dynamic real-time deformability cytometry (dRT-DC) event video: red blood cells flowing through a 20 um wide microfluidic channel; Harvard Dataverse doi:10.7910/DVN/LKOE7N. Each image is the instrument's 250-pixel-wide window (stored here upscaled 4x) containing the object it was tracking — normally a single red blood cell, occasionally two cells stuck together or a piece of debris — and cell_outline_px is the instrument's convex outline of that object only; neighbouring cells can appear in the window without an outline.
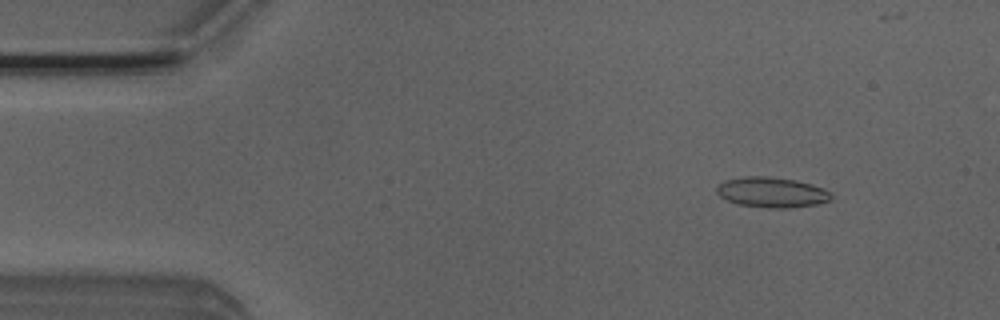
{"species": "Egyptian fruit bat (a non-hibernating species)", "species_latin": "Rousettus aegyptiacus", "temperature_condition": "room temperature", "stored_images_in_passage": 52, "camera_frame_rate_fps": 3000, "um_per_image_px": 0.085, "animal": {"sex": "male"}, "frame": {"image": 1, "passage_image": 6, "time_ms": 1.667, "image_size_px": [1000, 320], "cell_outline_px": [[832, 200], [816, 204], [788, 208], [768, 208], [736, 204], [720, 196], [716, 192], [716, 188], [724, 180], [744, 176], [768, 176], [796, 180], [812, 184], [824, 188], [832, 192]], "centroid_in_image_um": [65.62, 16.34], "position_along_channel_um": 19.4, "area_um2": 20.4}}
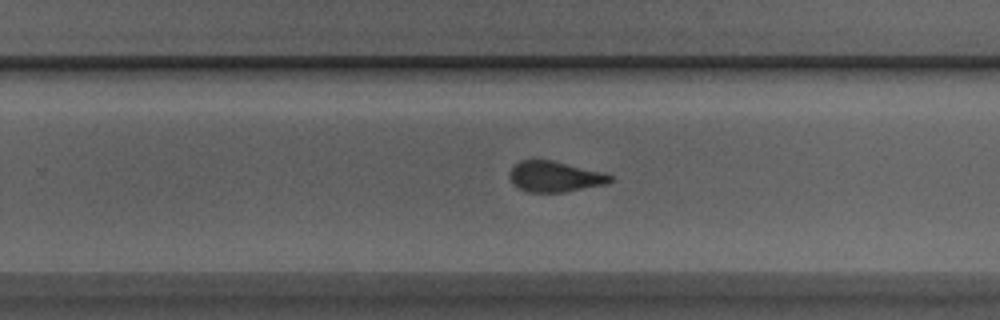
{"frame": {"image": 2, "passage_image": 32, "time_ms": 10.333, "image_size_px": [1000, 320], "cell_outline_px": [[612, 180], [604, 184], [564, 192], [528, 192], [512, 184], [508, 176], [508, 172], [520, 160], [552, 160], [604, 172], [612, 176]], "centroid_in_image_um": [47.12, 15.0], "position_along_channel_um": 282.7, "area_um2": 17.92}}
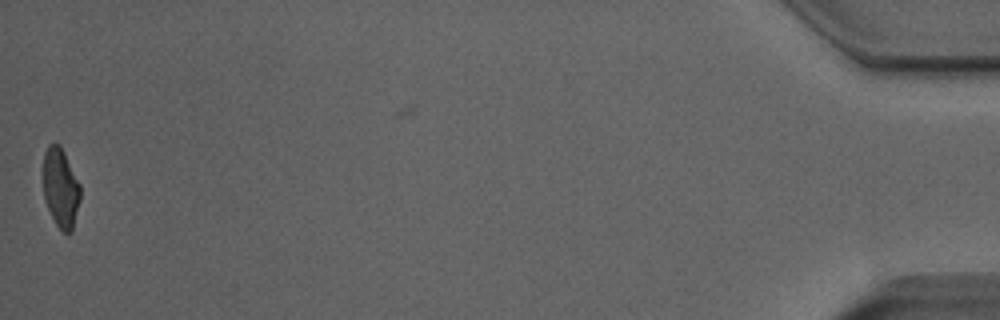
{"frame": {"image": 3, "passage_image": 51, "time_ms": 16.667, "image_size_px": [1000, 320], "cell_outline_px": [[80, 200], [72, 232], [64, 232], [56, 224], [44, 200], [44, 152], [48, 144], [60, 144], [80, 184]], "centroid_in_image_um": [5.16, 15.96], "position_along_channel_um": 430.0, "area_um2": 16.99}, "authors_computed_cell_mechanics": {"area_um2": 18.8428, "velocity_mm_per_s": 3.9749, "shape_relaxation_time_tau1_ms": null, "shape_relaxation_time_tau2_ms": 1.378, "deformation_change_tau1": null, "deformation_change_tau2": 0.0823}}